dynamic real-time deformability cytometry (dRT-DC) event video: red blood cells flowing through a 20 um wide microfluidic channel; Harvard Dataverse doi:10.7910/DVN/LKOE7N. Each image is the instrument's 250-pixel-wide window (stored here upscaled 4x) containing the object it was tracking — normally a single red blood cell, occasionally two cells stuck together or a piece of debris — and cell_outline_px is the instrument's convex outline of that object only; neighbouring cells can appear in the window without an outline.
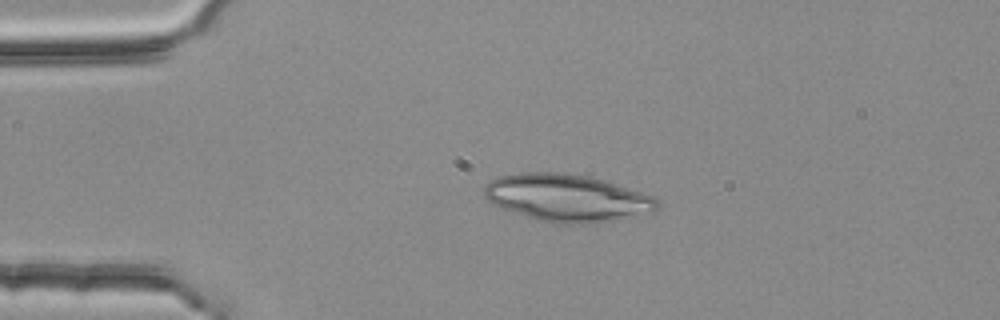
{"species": "common noctule bat (a hibernating species)", "species_latin": "Nyctalus noctula", "temperature_condition": "room temperature", "stored_images_in_passage": 3, "camera_frame_rate_fps": 3000, "um_per_image_px": 0.085, "animal": {"sex": "female", "body_mass_g": 25.1}, "frame": {"image": 1, "passage_image": 2, "time_ms": 0.333, "image_size_px": [1000, 320], "cell_outline_px": [[660, 208], [652, 212], [636, 216], [616, 220], [584, 224], [560, 224], [540, 220], [492, 204], [484, 196], [484, 188], [492, 180], [500, 176], [524, 172], [564, 172], [588, 176], [604, 180], [656, 196], [660, 204]], "centroid_in_image_um": [48.28, 16.82], "position_along_channel_um": 36.7, "area_um2": 47.74}}